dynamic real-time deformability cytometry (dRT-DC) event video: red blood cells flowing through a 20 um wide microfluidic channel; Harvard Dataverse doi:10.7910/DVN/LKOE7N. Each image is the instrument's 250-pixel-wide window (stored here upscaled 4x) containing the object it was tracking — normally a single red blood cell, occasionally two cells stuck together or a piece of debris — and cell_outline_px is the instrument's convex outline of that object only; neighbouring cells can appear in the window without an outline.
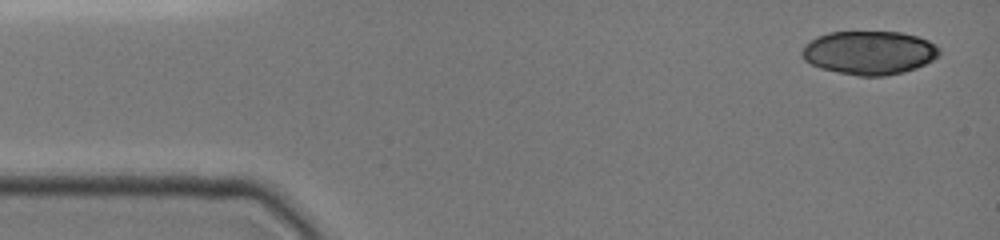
{"species": "common noctule bat (a hibernating species)", "species_latin": "Nyctalus noctula", "temperature_condition": "cold", "stored_images_in_passage": 14, "camera_frame_rate_fps": 3000, "um_per_image_px": 0.085, "animal": {"sex": "female", "body_mass_g": 19.0, "forearm_length_mm": 51.5}, "frame": {"image": 1, "passage_image": 2, "time_ms": 0.333, "image_size_px": [1000, 240], "cell_outline_px": [[940, 56], [916, 68], [904, 72], [884, 76], [856, 76], [820, 68], [804, 60], [800, 56], [800, 52], [804, 44], [816, 36], [828, 32], [900, 32], [916, 36], [928, 40], [936, 44], [940, 48]], "centroid_in_image_um": [73.87, 4.48], "position_along_channel_um": 11.1, "area_um2": 35.26}}